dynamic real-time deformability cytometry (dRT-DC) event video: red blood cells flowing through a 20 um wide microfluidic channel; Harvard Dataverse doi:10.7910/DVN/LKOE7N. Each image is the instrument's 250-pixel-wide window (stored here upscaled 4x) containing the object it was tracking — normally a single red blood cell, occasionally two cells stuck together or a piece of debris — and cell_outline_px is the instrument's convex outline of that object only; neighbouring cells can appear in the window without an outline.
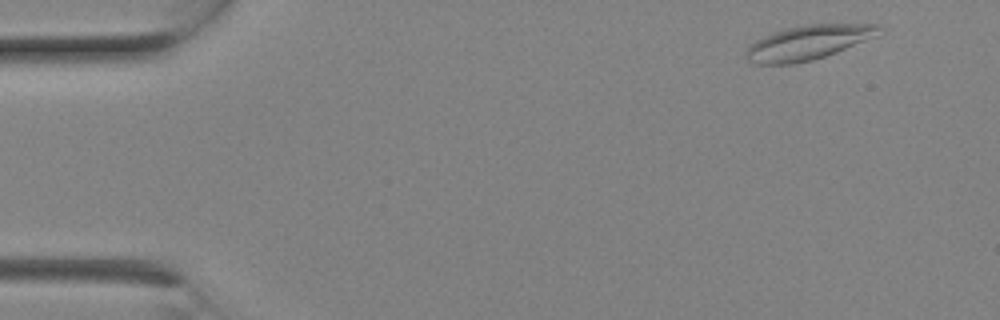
{"species": "Egyptian fruit bat (a non-hibernating species)", "species_latin": "Rousettus aegyptiacus", "temperature_condition": "room temperature", "stored_images_in_passage": 6, "camera_frame_rate_fps": 3000, "um_per_image_px": 0.085, "animal": {"sex": "female"}, "frame": {"image": 1, "passage_image": 2, "time_ms": 0.333, "image_size_px": [1000, 320], "cell_outline_px": [[880, 36], [836, 52], [812, 60], [792, 64], [756, 64], [748, 60], [744, 56], [744, 52], [756, 40], [776, 32], [788, 28], [808, 24], [880, 24]], "centroid_in_image_um": [68.74, 3.62], "position_along_channel_um": 16.3, "area_um2": 26.53}}